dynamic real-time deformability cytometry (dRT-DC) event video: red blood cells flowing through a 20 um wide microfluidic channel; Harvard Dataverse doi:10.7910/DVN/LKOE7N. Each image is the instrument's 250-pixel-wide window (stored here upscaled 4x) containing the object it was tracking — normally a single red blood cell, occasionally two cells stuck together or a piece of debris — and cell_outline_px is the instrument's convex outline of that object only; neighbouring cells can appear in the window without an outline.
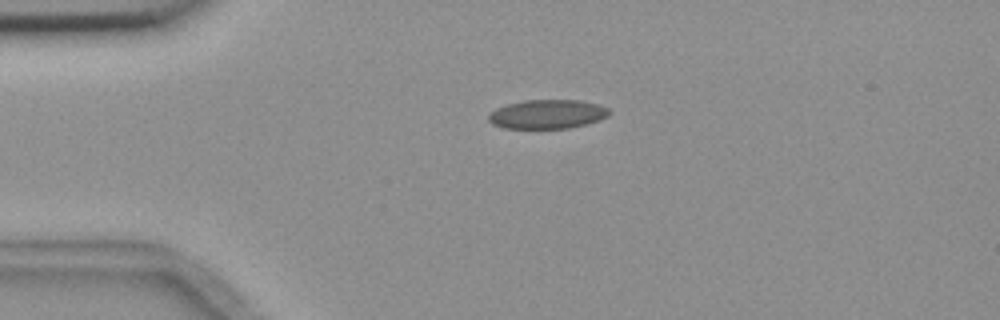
{"species": "common noctule bat (a hibernating species)", "species_latin": "Nyctalus noctula", "temperature_condition": "room temperature", "stored_images_in_passage": 2, "camera_frame_rate_fps": 3000, "um_per_image_px": 0.085, "animal": {"sex": "female", "body_mass_g": 18.4}, "frame": {"image": 1, "passage_image": 1, "time_ms": 0.0, "image_size_px": [1000, 320], "cell_outline_px": [[612, 112], [608, 116], [600, 120], [568, 128], [504, 128], [492, 124], [488, 120], [488, 116], [496, 108], [508, 104], [524, 100], [580, 100], [600, 104], [608, 108]], "centroid_in_image_um": [46.56, 9.7], "position_along_channel_um": 38.4, "area_um2": 20.46}}